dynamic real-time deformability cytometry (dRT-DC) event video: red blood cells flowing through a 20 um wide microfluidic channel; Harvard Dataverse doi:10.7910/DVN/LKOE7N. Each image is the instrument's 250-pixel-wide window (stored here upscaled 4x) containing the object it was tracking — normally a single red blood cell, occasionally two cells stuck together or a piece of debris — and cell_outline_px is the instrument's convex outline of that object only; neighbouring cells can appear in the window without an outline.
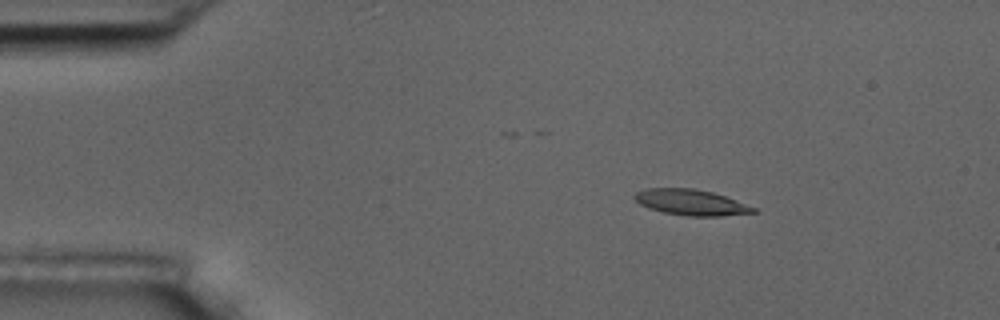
{"species": "common noctule bat (a hibernating species)", "species_latin": "Nyctalus noctula", "temperature_condition": "room temperature", "stored_images_in_passage": 4, "camera_frame_rate_fps": 3000, "um_per_image_px": 0.085, "animal": {"sex": "male", "body_mass_g": 17.5, "forearm_length_mm": 52.3}, "frame": {"image": 1, "passage_image": 3, "time_ms": 2.333, "image_size_px": [1000, 320], "cell_outline_px": [[756, 212], [720, 216], [688, 216], [664, 212], [648, 208], [640, 204], [632, 196], [636, 192], [644, 188], [696, 188], [712, 192], [724, 196], [756, 208]], "centroid_in_image_um": [58.69, 17.19], "position_along_channel_um": 26.3, "area_um2": 17.74}}